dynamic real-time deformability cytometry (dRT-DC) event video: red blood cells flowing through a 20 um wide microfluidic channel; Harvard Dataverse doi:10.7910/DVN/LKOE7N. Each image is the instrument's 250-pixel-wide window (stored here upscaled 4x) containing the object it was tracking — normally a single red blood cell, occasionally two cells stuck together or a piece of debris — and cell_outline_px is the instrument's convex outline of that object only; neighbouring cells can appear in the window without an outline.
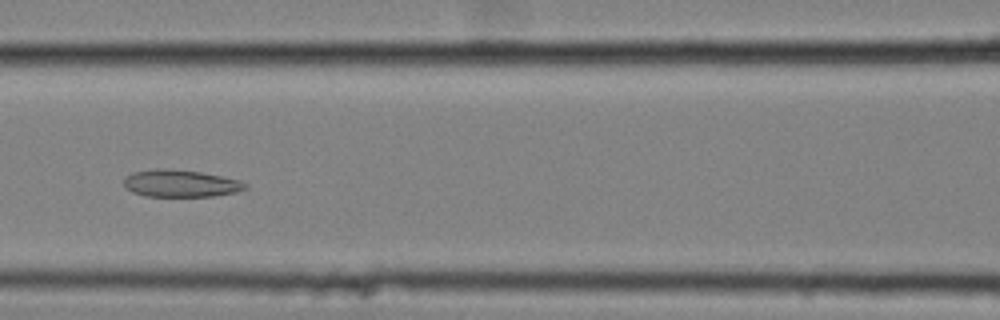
{"species": "common noctule bat (a hibernating species)", "species_latin": "Nyctalus noctula", "temperature_condition": "cold", "stored_images_in_passage": 42, "camera_frame_rate_fps": 3000, "um_per_image_px": 0.085, "animal": {"sex": "female", "body_mass_g": 25.1}, "frame": {"image": 1, "passage_image": 11, "time_ms": 3.333, "image_size_px": [1000, 320], "cell_outline_px": [[248, 188], [236, 192], [212, 196], [144, 196], [132, 192], [124, 188], [124, 176], [132, 172], [152, 168], [164, 168], [200, 172], [240, 180], [248, 184]], "centroid_in_image_um": [15.3, 15.58], "position_along_channel_um": 151.3, "area_um2": 19.42}}
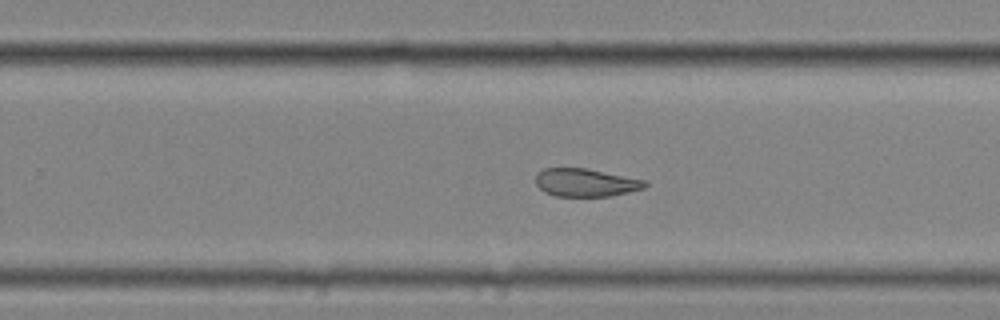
{"frame": {"image": 2, "passage_image": 22, "time_ms": 7.0, "image_size_px": [1000, 320], "cell_outline_px": [[648, 184], [644, 188], [628, 192], [608, 196], [556, 196], [544, 192], [536, 184], [536, 176], [544, 168], [584, 168], [644, 180]], "centroid_in_image_um": [49.76, 15.52], "position_along_channel_um": 280.0, "area_um2": 17.51}}
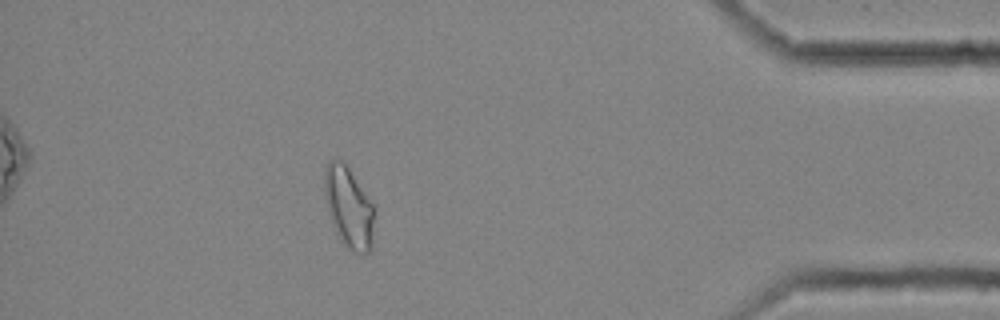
{"frame": {"image": 3, "passage_image": 36, "time_ms": 11.667, "image_size_px": [1000, 320], "cell_outline_px": [[372, 248], [368, 252], [356, 252], [348, 248], [340, 240], [332, 224], [328, 212], [324, 192], [324, 168], [328, 160], [344, 160], [372, 204]], "centroid_in_image_um": [29.59, 17.58], "position_along_channel_um": 405.6, "area_um2": 23.12}, "authors_computed_cell_mechanics": {"area_um2": 19.652, "velocity_mm_per_s": 3.5231, "shape_relaxation_time_tau1_ms": null, "shape_relaxation_time_tau2_ms": 3.5884, "deformation_change_tau1": null, "deformation_change_tau2": 0.1143}}